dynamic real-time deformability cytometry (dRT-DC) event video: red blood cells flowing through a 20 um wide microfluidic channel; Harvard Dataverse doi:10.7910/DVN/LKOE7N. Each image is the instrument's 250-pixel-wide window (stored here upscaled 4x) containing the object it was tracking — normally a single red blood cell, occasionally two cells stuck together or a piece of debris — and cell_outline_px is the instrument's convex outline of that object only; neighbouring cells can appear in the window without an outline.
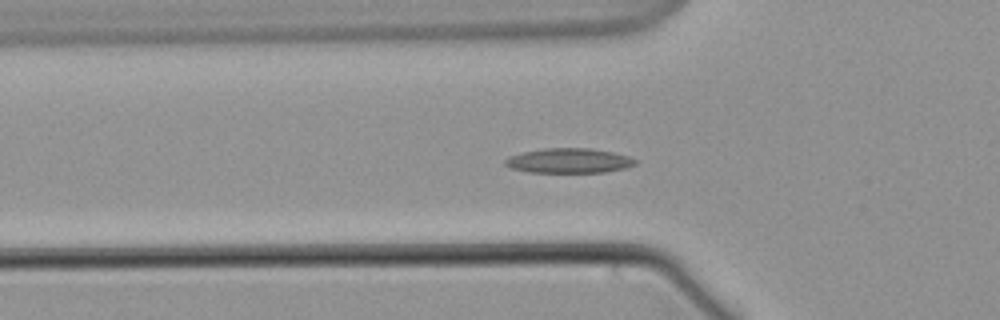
{"species": "common noctule bat (a hibernating species)", "species_latin": "Nyctalus noctula", "temperature_condition": "warm", "stored_images_in_passage": 63, "camera_frame_rate_fps": 3000, "um_per_image_px": 0.085, "animal": {"sex": "male", "body_mass_g": 21.5, "forearm_length_mm": 52.0}, "frame": {"image": 1, "passage_image": 22, "time_ms": 7.0, "image_size_px": [1000, 320], "cell_outline_px": [[636, 164], [624, 168], [604, 172], [528, 172], [508, 168], [504, 164], [504, 160], [508, 156], [524, 152], [544, 148], [592, 148], [612, 152], [628, 156], [636, 160]], "centroid_in_image_um": [48.31, 13.66], "position_along_channel_um": 77.5, "area_um2": 18.79}}
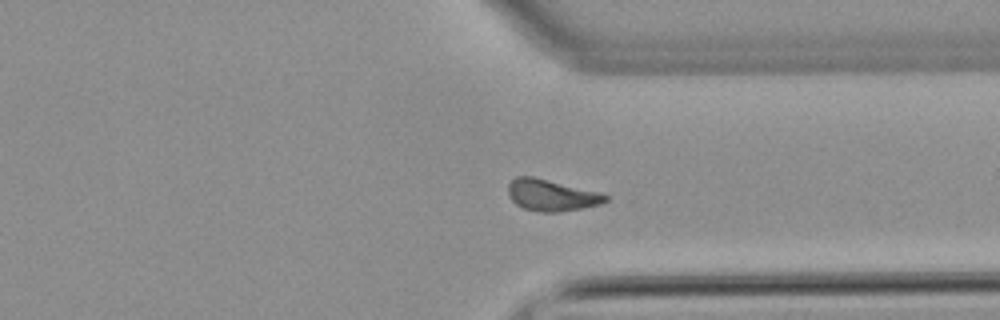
{"frame": {"image": 2, "passage_image": 47, "time_ms": 15.333, "image_size_px": [1000, 320], "cell_outline_px": [[608, 200], [600, 204], [584, 208], [556, 212], [540, 212], [524, 208], [516, 204], [508, 196], [508, 184], [516, 176], [532, 176], [600, 192], [608, 196]], "centroid_in_image_um": [46.87, 16.59], "position_along_channel_um": 364.5, "area_um2": 17.86}}
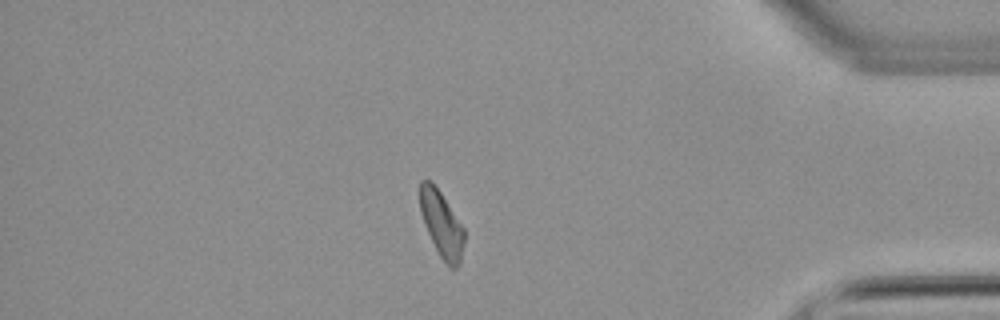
{"frame": {"image": 3, "passage_image": 53, "time_ms": 17.333, "image_size_px": [1000, 320], "cell_outline_px": [[464, 240], [460, 264], [456, 268], [448, 268], [440, 256], [428, 232], [420, 208], [420, 180], [428, 180], [440, 192], [464, 228]], "centroid_in_image_um": [37.56, 19.1], "position_along_channel_um": 397.6, "area_um2": 16.53}}